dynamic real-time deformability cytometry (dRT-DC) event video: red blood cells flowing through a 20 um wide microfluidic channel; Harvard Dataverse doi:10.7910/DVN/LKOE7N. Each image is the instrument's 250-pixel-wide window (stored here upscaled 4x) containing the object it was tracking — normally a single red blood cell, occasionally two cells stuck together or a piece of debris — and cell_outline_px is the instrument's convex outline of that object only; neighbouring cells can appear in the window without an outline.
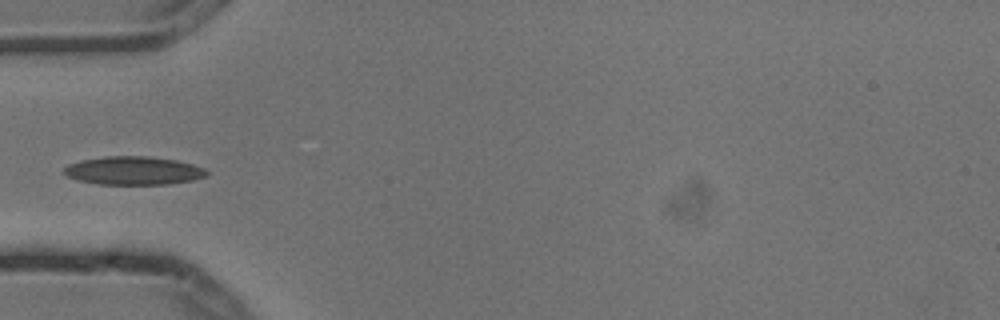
{"species": "common noctule bat (a hibernating species)", "species_latin": "Nyctalus noctula", "temperature_condition": "cold", "stored_images_in_passage": 5, "camera_frame_rate_fps": 3000, "um_per_image_px": 0.085, "animal": {"sex": "male", "body_mass_g": 13.3}, "frame": {"image": 1, "passage_image": 5, "time_ms": 1.333, "image_size_px": [1000, 320], "cell_outline_px": [[208, 176], [192, 180], [168, 184], [96, 184], [80, 180], [68, 176], [60, 172], [68, 164], [80, 160], [104, 156], [148, 156], [176, 160], [192, 164], [204, 168], [208, 172]], "centroid_in_image_um": [11.33, 14.5], "position_along_channel_um": 73.7, "area_um2": 23.64}}